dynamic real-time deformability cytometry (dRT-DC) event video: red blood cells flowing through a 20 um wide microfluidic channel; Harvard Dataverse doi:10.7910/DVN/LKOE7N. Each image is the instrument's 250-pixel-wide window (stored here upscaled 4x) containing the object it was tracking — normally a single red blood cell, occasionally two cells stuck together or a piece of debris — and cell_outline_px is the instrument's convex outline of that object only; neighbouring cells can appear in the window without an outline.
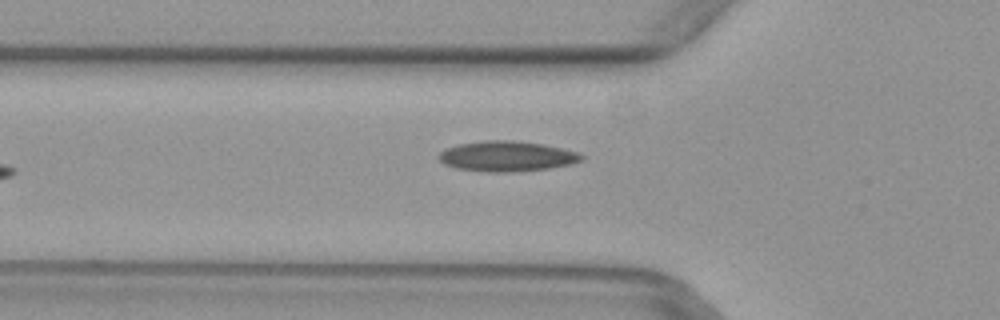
{"species": "common noctule bat (a hibernating species)", "species_latin": "Nyctalus noctula", "temperature_condition": "warm", "stored_images_in_passage": 5, "camera_frame_rate_fps": 3000, "um_per_image_px": 0.085, "animal": {"sex": "female", "body_mass_g": 29.2, "forearm_length_mm": 56.3}, "frame": {"image": 1, "passage_image": 5, "time_ms": 1.333, "image_size_px": [1000, 320], "cell_outline_px": [[584, 160], [572, 164], [548, 168], [512, 172], [488, 172], [456, 168], [444, 164], [440, 160], [440, 152], [448, 148], [460, 144], [484, 140], [512, 140], [540, 144], [580, 152], [584, 156]], "centroid_in_image_um": [43.12, 13.29], "position_along_channel_um": 82.7, "area_um2": 25.03}}